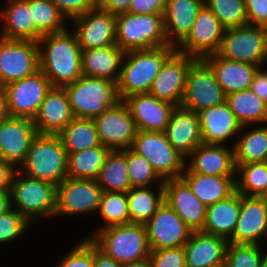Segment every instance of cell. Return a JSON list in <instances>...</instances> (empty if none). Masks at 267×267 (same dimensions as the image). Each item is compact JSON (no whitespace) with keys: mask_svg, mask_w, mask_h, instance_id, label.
<instances>
[{"mask_svg":"<svg viewBox=\"0 0 267 267\" xmlns=\"http://www.w3.org/2000/svg\"><path fill=\"white\" fill-rule=\"evenodd\" d=\"M39 47V69L52 87L63 88L82 76V49L71 26L65 31L42 35Z\"/></svg>","mask_w":267,"mask_h":267,"instance_id":"6da1fadb","label":"cell"},{"mask_svg":"<svg viewBox=\"0 0 267 267\" xmlns=\"http://www.w3.org/2000/svg\"><path fill=\"white\" fill-rule=\"evenodd\" d=\"M175 51L176 47L165 45L125 52L117 82L120 100L134 94L148 93L162 65Z\"/></svg>","mask_w":267,"mask_h":267,"instance_id":"7a4b0ae2","label":"cell"},{"mask_svg":"<svg viewBox=\"0 0 267 267\" xmlns=\"http://www.w3.org/2000/svg\"><path fill=\"white\" fill-rule=\"evenodd\" d=\"M68 153L59 135L38 134L18 171L58 186L66 177Z\"/></svg>","mask_w":267,"mask_h":267,"instance_id":"3957f363","label":"cell"},{"mask_svg":"<svg viewBox=\"0 0 267 267\" xmlns=\"http://www.w3.org/2000/svg\"><path fill=\"white\" fill-rule=\"evenodd\" d=\"M86 236L107 256L118 263L135 262L150 255L147 229L142 223L115 225Z\"/></svg>","mask_w":267,"mask_h":267,"instance_id":"277c9868","label":"cell"},{"mask_svg":"<svg viewBox=\"0 0 267 267\" xmlns=\"http://www.w3.org/2000/svg\"><path fill=\"white\" fill-rule=\"evenodd\" d=\"M12 208L32 225L40 219L55 218L56 185L16 171L11 188ZM50 218V219H49ZM39 219V220H38Z\"/></svg>","mask_w":267,"mask_h":267,"instance_id":"5b68a950","label":"cell"},{"mask_svg":"<svg viewBox=\"0 0 267 267\" xmlns=\"http://www.w3.org/2000/svg\"><path fill=\"white\" fill-rule=\"evenodd\" d=\"M116 44L124 51L153 49L169 45L163 14L116 15Z\"/></svg>","mask_w":267,"mask_h":267,"instance_id":"8992f818","label":"cell"},{"mask_svg":"<svg viewBox=\"0 0 267 267\" xmlns=\"http://www.w3.org/2000/svg\"><path fill=\"white\" fill-rule=\"evenodd\" d=\"M75 117L95 118L115 105L120 98L117 84L104 78L81 76L63 87Z\"/></svg>","mask_w":267,"mask_h":267,"instance_id":"52a82bcc","label":"cell"},{"mask_svg":"<svg viewBox=\"0 0 267 267\" xmlns=\"http://www.w3.org/2000/svg\"><path fill=\"white\" fill-rule=\"evenodd\" d=\"M217 54L230 61L266 66L267 28L247 24L225 29Z\"/></svg>","mask_w":267,"mask_h":267,"instance_id":"ba28073f","label":"cell"},{"mask_svg":"<svg viewBox=\"0 0 267 267\" xmlns=\"http://www.w3.org/2000/svg\"><path fill=\"white\" fill-rule=\"evenodd\" d=\"M131 149L144 157L163 180L181 178L186 158L169 143L165 132L138 131Z\"/></svg>","mask_w":267,"mask_h":267,"instance_id":"9c48e42d","label":"cell"},{"mask_svg":"<svg viewBox=\"0 0 267 267\" xmlns=\"http://www.w3.org/2000/svg\"><path fill=\"white\" fill-rule=\"evenodd\" d=\"M103 192L95 179L66 177L56 186L55 217L97 214Z\"/></svg>","mask_w":267,"mask_h":267,"instance_id":"30bf717a","label":"cell"},{"mask_svg":"<svg viewBox=\"0 0 267 267\" xmlns=\"http://www.w3.org/2000/svg\"><path fill=\"white\" fill-rule=\"evenodd\" d=\"M225 101L226 95L214 71L203 59H197L188 71L185 94L180 106L198 113Z\"/></svg>","mask_w":267,"mask_h":267,"instance_id":"8fae6325","label":"cell"},{"mask_svg":"<svg viewBox=\"0 0 267 267\" xmlns=\"http://www.w3.org/2000/svg\"><path fill=\"white\" fill-rule=\"evenodd\" d=\"M10 116L34 119L46 94L52 89L50 80L39 69L4 87Z\"/></svg>","mask_w":267,"mask_h":267,"instance_id":"7c38bea8","label":"cell"},{"mask_svg":"<svg viewBox=\"0 0 267 267\" xmlns=\"http://www.w3.org/2000/svg\"><path fill=\"white\" fill-rule=\"evenodd\" d=\"M101 144L110 151L132 148L138 129L123 100L93 118Z\"/></svg>","mask_w":267,"mask_h":267,"instance_id":"4fadbf2b","label":"cell"},{"mask_svg":"<svg viewBox=\"0 0 267 267\" xmlns=\"http://www.w3.org/2000/svg\"><path fill=\"white\" fill-rule=\"evenodd\" d=\"M39 70L38 43L0 37V87Z\"/></svg>","mask_w":267,"mask_h":267,"instance_id":"5bb4252c","label":"cell"},{"mask_svg":"<svg viewBox=\"0 0 267 267\" xmlns=\"http://www.w3.org/2000/svg\"><path fill=\"white\" fill-rule=\"evenodd\" d=\"M225 27L204 4L187 37L176 47V51L197 59L219 51Z\"/></svg>","mask_w":267,"mask_h":267,"instance_id":"9a60e30c","label":"cell"},{"mask_svg":"<svg viewBox=\"0 0 267 267\" xmlns=\"http://www.w3.org/2000/svg\"><path fill=\"white\" fill-rule=\"evenodd\" d=\"M70 21L82 50L116 44V15L109 11L96 7Z\"/></svg>","mask_w":267,"mask_h":267,"instance_id":"2e32d148","label":"cell"},{"mask_svg":"<svg viewBox=\"0 0 267 267\" xmlns=\"http://www.w3.org/2000/svg\"><path fill=\"white\" fill-rule=\"evenodd\" d=\"M197 58L175 51L162 65L149 94L157 99L180 106L185 94L186 79Z\"/></svg>","mask_w":267,"mask_h":267,"instance_id":"e0dca14e","label":"cell"},{"mask_svg":"<svg viewBox=\"0 0 267 267\" xmlns=\"http://www.w3.org/2000/svg\"><path fill=\"white\" fill-rule=\"evenodd\" d=\"M145 226L150 250L182 247L193 231L165 201Z\"/></svg>","mask_w":267,"mask_h":267,"instance_id":"ac0fdd59","label":"cell"},{"mask_svg":"<svg viewBox=\"0 0 267 267\" xmlns=\"http://www.w3.org/2000/svg\"><path fill=\"white\" fill-rule=\"evenodd\" d=\"M263 242L267 243V200L241 195L238 221L228 243L262 245Z\"/></svg>","mask_w":267,"mask_h":267,"instance_id":"d6986e66","label":"cell"},{"mask_svg":"<svg viewBox=\"0 0 267 267\" xmlns=\"http://www.w3.org/2000/svg\"><path fill=\"white\" fill-rule=\"evenodd\" d=\"M38 135L32 119L9 116L0 122V159L17 169Z\"/></svg>","mask_w":267,"mask_h":267,"instance_id":"ffe728a7","label":"cell"},{"mask_svg":"<svg viewBox=\"0 0 267 267\" xmlns=\"http://www.w3.org/2000/svg\"><path fill=\"white\" fill-rule=\"evenodd\" d=\"M164 201L193 231L203 228L207 206L182 178L164 180Z\"/></svg>","mask_w":267,"mask_h":267,"instance_id":"44dd1931","label":"cell"},{"mask_svg":"<svg viewBox=\"0 0 267 267\" xmlns=\"http://www.w3.org/2000/svg\"><path fill=\"white\" fill-rule=\"evenodd\" d=\"M197 114L203 143L224 145L226 142L230 144L232 140L231 146H234L233 141H236L242 126L226 101Z\"/></svg>","mask_w":267,"mask_h":267,"instance_id":"7402d4cb","label":"cell"},{"mask_svg":"<svg viewBox=\"0 0 267 267\" xmlns=\"http://www.w3.org/2000/svg\"><path fill=\"white\" fill-rule=\"evenodd\" d=\"M123 101L128 106L138 131L165 132L171 112L176 107L149 93L134 94Z\"/></svg>","mask_w":267,"mask_h":267,"instance_id":"603a6c76","label":"cell"},{"mask_svg":"<svg viewBox=\"0 0 267 267\" xmlns=\"http://www.w3.org/2000/svg\"><path fill=\"white\" fill-rule=\"evenodd\" d=\"M186 166L195 173L236 176L234 150L230 145H199L187 158Z\"/></svg>","mask_w":267,"mask_h":267,"instance_id":"cb8c5ba5","label":"cell"},{"mask_svg":"<svg viewBox=\"0 0 267 267\" xmlns=\"http://www.w3.org/2000/svg\"><path fill=\"white\" fill-rule=\"evenodd\" d=\"M75 118L64 88L52 87L33 119L38 134L58 135Z\"/></svg>","mask_w":267,"mask_h":267,"instance_id":"d4e9b609","label":"cell"},{"mask_svg":"<svg viewBox=\"0 0 267 267\" xmlns=\"http://www.w3.org/2000/svg\"><path fill=\"white\" fill-rule=\"evenodd\" d=\"M165 134L169 143L185 158L203 143L198 114L182 106L172 110Z\"/></svg>","mask_w":267,"mask_h":267,"instance_id":"484cf974","label":"cell"},{"mask_svg":"<svg viewBox=\"0 0 267 267\" xmlns=\"http://www.w3.org/2000/svg\"><path fill=\"white\" fill-rule=\"evenodd\" d=\"M204 0H166L164 30L169 45L177 47L190 33Z\"/></svg>","mask_w":267,"mask_h":267,"instance_id":"4316f807","label":"cell"},{"mask_svg":"<svg viewBox=\"0 0 267 267\" xmlns=\"http://www.w3.org/2000/svg\"><path fill=\"white\" fill-rule=\"evenodd\" d=\"M0 8V37L8 40H29L37 42L41 34L31 19L29 0H6ZM2 26V27H1Z\"/></svg>","mask_w":267,"mask_h":267,"instance_id":"83f0119b","label":"cell"},{"mask_svg":"<svg viewBox=\"0 0 267 267\" xmlns=\"http://www.w3.org/2000/svg\"><path fill=\"white\" fill-rule=\"evenodd\" d=\"M228 240L202 231H192L184 244L186 267H210L225 261Z\"/></svg>","mask_w":267,"mask_h":267,"instance_id":"f1b7e54d","label":"cell"},{"mask_svg":"<svg viewBox=\"0 0 267 267\" xmlns=\"http://www.w3.org/2000/svg\"><path fill=\"white\" fill-rule=\"evenodd\" d=\"M203 60L214 71L216 79L226 96L249 89L254 74L259 68V66L251 63L224 59L217 53L205 56Z\"/></svg>","mask_w":267,"mask_h":267,"instance_id":"f546056e","label":"cell"},{"mask_svg":"<svg viewBox=\"0 0 267 267\" xmlns=\"http://www.w3.org/2000/svg\"><path fill=\"white\" fill-rule=\"evenodd\" d=\"M125 52L117 45L82 50V75L104 78L117 84Z\"/></svg>","mask_w":267,"mask_h":267,"instance_id":"4dcf8cb0","label":"cell"},{"mask_svg":"<svg viewBox=\"0 0 267 267\" xmlns=\"http://www.w3.org/2000/svg\"><path fill=\"white\" fill-rule=\"evenodd\" d=\"M181 178L207 207L227 199L236 191V176L204 175L192 172L185 166Z\"/></svg>","mask_w":267,"mask_h":267,"instance_id":"1f68e13d","label":"cell"},{"mask_svg":"<svg viewBox=\"0 0 267 267\" xmlns=\"http://www.w3.org/2000/svg\"><path fill=\"white\" fill-rule=\"evenodd\" d=\"M241 208V194L235 191L227 199L207 207L202 232L229 240L235 230Z\"/></svg>","mask_w":267,"mask_h":267,"instance_id":"d6a6232c","label":"cell"},{"mask_svg":"<svg viewBox=\"0 0 267 267\" xmlns=\"http://www.w3.org/2000/svg\"><path fill=\"white\" fill-rule=\"evenodd\" d=\"M233 150L235 164L267 161V124L242 127Z\"/></svg>","mask_w":267,"mask_h":267,"instance_id":"836d02e7","label":"cell"},{"mask_svg":"<svg viewBox=\"0 0 267 267\" xmlns=\"http://www.w3.org/2000/svg\"><path fill=\"white\" fill-rule=\"evenodd\" d=\"M226 102L242 127L267 124V104L250 88L228 94Z\"/></svg>","mask_w":267,"mask_h":267,"instance_id":"e575fe53","label":"cell"},{"mask_svg":"<svg viewBox=\"0 0 267 267\" xmlns=\"http://www.w3.org/2000/svg\"><path fill=\"white\" fill-rule=\"evenodd\" d=\"M130 188L126 192L130 223H147L164 202V187Z\"/></svg>","mask_w":267,"mask_h":267,"instance_id":"d590c367","label":"cell"},{"mask_svg":"<svg viewBox=\"0 0 267 267\" xmlns=\"http://www.w3.org/2000/svg\"><path fill=\"white\" fill-rule=\"evenodd\" d=\"M103 191L127 192L130 188L126 149L109 151L96 179Z\"/></svg>","mask_w":267,"mask_h":267,"instance_id":"8d00e7d4","label":"cell"},{"mask_svg":"<svg viewBox=\"0 0 267 267\" xmlns=\"http://www.w3.org/2000/svg\"><path fill=\"white\" fill-rule=\"evenodd\" d=\"M58 135L68 154L101 145L92 118L75 117Z\"/></svg>","mask_w":267,"mask_h":267,"instance_id":"74e56055","label":"cell"},{"mask_svg":"<svg viewBox=\"0 0 267 267\" xmlns=\"http://www.w3.org/2000/svg\"><path fill=\"white\" fill-rule=\"evenodd\" d=\"M109 149L102 144L68 154L67 177L97 179Z\"/></svg>","mask_w":267,"mask_h":267,"instance_id":"f35d334b","label":"cell"},{"mask_svg":"<svg viewBox=\"0 0 267 267\" xmlns=\"http://www.w3.org/2000/svg\"><path fill=\"white\" fill-rule=\"evenodd\" d=\"M236 191L245 196L267 195V161L236 164Z\"/></svg>","mask_w":267,"mask_h":267,"instance_id":"ab89813d","label":"cell"},{"mask_svg":"<svg viewBox=\"0 0 267 267\" xmlns=\"http://www.w3.org/2000/svg\"><path fill=\"white\" fill-rule=\"evenodd\" d=\"M29 8L35 29L41 35L59 33L69 27L67 19L50 0H29Z\"/></svg>","mask_w":267,"mask_h":267,"instance_id":"60d3db41","label":"cell"},{"mask_svg":"<svg viewBox=\"0 0 267 267\" xmlns=\"http://www.w3.org/2000/svg\"><path fill=\"white\" fill-rule=\"evenodd\" d=\"M99 217L104 222L100 228L130 223L126 192L104 191L98 209Z\"/></svg>","mask_w":267,"mask_h":267,"instance_id":"b9f144b4","label":"cell"},{"mask_svg":"<svg viewBox=\"0 0 267 267\" xmlns=\"http://www.w3.org/2000/svg\"><path fill=\"white\" fill-rule=\"evenodd\" d=\"M126 162L131 188L150 187L152 185L154 187L163 186L164 180L157 174L151 164L131 148L126 149Z\"/></svg>","mask_w":267,"mask_h":267,"instance_id":"7bdbcfd3","label":"cell"},{"mask_svg":"<svg viewBox=\"0 0 267 267\" xmlns=\"http://www.w3.org/2000/svg\"><path fill=\"white\" fill-rule=\"evenodd\" d=\"M204 4L226 29L247 25L244 0H204Z\"/></svg>","mask_w":267,"mask_h":267,"instance_id":"ee69618b","label":"cell"},{"mask_svg":"<svg viewBox=\"0 0 267 267\" xmlns=\"http://www.w3.org/2000/svg\"><path fill=\"white\" fill-rule=\"evenodd\" d=\"M264 246L228 243L225 262L228 267H260L262 258L267 253Z\"/></svg>","mask_w":267,"mask_h":267,"instance_id":"f6af8a7d","label":"cell"},{"mask_svg":"<svg viewBox=\"0 0 267 267\" xmlns=\"http://www.w3.org/2000/svg\"><path fill=\"white\" fill-rule=\"evenodd\" d=\"M32 224L16 209H11L0 216V246L13 243L28 233Z\"/></svg>","mask_w":267,"mask_h":267,"instance_id":"bcb514c9","label":"cell"},{"mask_svg":"<svg viewBox=\"0 0 267 267\" xmlns=\"http://www.w3.org/2000/svg\"><path fill=\"white\" fill-rule=\"evenodd\" d=\"M64 254L56 267H94V243L90 239L83 237L76 241L74 247Z\"/></svg>","mask_w":267,"mask_h":267,"instance_id":"7dc6e473","label":"cell"},{"mask_svg":"<svg viewBox=\"0 0 267 267\" xmlns=\"http://www.w3.org/2000/svg\"><path fill=\"white\" fill-rule=\"evenodd\" d=\"M151 267H186L184 247L151 250Z\"/></svg>","mask_w":267,"mask_h":267,"instance_id":"c3c4849f","label":"cell"},{"mask_svg":"<svg viewBox=\"0 0 267 267\" xmlns=\"http://www.w3.org/2000/svg\"><path fill=\"white\" fill-rule=\"evenodd\" d=\"M67 19L72 20L97 7L96 0H50Z\"/></svg>","mask_w":267,"mask_h":267,"instance_id":"681fc988","label":"cell"},{"mask_svg":"<svg viewBox=\"0 0 267 267\" xmlns=\"http://www.w3.org/2000/svg\"><path fill=\"white\" fill-rule=\"evenodd\" d=\"M247 24L267 28V0H244Z\"/></svg>","mask_w":267,"mask_h":267,"instance_id":"f907efd6","label":"cell"},{"mask_svg":"<svg viewBox=\"0 0 267 267\" xmlns=\"http://www.w3.org/2000/svg\"><path fill=\"white\" fill-rule=\"evenodd\" d=\"M166 0H131L128 13L164 14Z\"/></svg>","mask_w":267,"mask_h":267,"instance_id":"816d5d0a","label":"cell"},{"mask_svg":"<svg viewBox=\"0 0 267 267\" xmlns=\"http://www.w3.org/2000/svg\"><path fill=\"white\" fill-rule=\"evenodd\" d=\"M264 67L267 66L259 67L257 69L250 89L267 104V68Z\"/></svg>","mask_w":267,"mask_h":267,"instance_id":"f5cc1de1","label":"cell"},{"mask_svg":"<svg viewBox=\"0 0 267 267\" xmlns=\"http://www.w3.org/2000/svg\"><path fill=\"white\" fill-rule=\"evenodd\" d=\"M96 4L102 10L119 15L129 11L131 0H96Z\"/></svg>","mask_w":267,"mask_h":267,"instance_id":"db71d44e","label":"cell"},{"mask_svg":"<svg viewBox=\"0 0 267 267\" xmlns=\"http://www.w3.org/2000/svg\"><path fill=\"white\" fill-rule=\"evenodd\" d=\"M18 169L0 159V192L11 191L13 178Z\"/></svg>","mask_w":267,"mask_h":267,"instance_id":"11a10c76","label":"cell"},{"mask_svg":"<svg viewBox=\"0 0 267 267\" xmlns=\"http://www.w3.org/2000/svg\"><path fill=\"white\" fill-rule=\"evenodd\" d=\"M114 258L107 256L94 244V267H121Z\"/></svg>","mask_w":267,"mask_h":267,"instance_id":"9f6ffc18","label":"cell"},{"mask_svg":"<svg viewBox=\"0 0 267 267\" xmlns=\"http://www.w3.org/2000/svg\"><path fill=\"white\" fill-rule=\"evenodd\" d=\"M12 209L11 191L0 192V216Z\"/></svg>","mask_w":267,"mask_h":267,"instance_id":"6f0895ef","label":"cell"},{"mask_svg":"<svg viewBox=\"0 0 267 267\" xmlns=\"http://www.w3.org/2000/svg\"><path fill=\"white\" fill-rule=\"evenodd\" d=\"M10 116L5 89L0 87V122Z\"/></svg>","mask_w":267,"mask_h":267,"instance_id":"680465c9","label":"cell"},{"mask_svg":"<svg viewBox=\"0 0 267 267\" xmlns=\"http://www.w3.org/2000/svg\"><path fill=\"white\" fill-rule=\"evenodd\" d=\"M121 267H151V266L149 263V258H145L135 262L124 263L122 264Z\"/></svg>","mask_w":267,"mask_h":267,"instance_id":"91938a15","label":"cell"},{"mask_svg":"<svg viewBox=\"0 0 267 267\" xmlns=\"http://www.w3.org/2000/svg\"><path fill=\"white\" fill-rule=\"evenodd\" d=\"M260 267H267V253L263 256Z\"/></svg>","mask_w":267,"mask_h":267,"instance_id":"94428289","label":"cell"},{"mask_svg":"<svg viewBox=\"0 0 267 267\" xmlns=\"http://www.w3.org/2000/svg\"><path fill=\"white\" fill-rule=\"evenodd\" d=\"M210 267H228V266H227L226 262L224 261V262L212 265Z\"/></svg>","mask_w":267,"mask_h":267,"instance_id":"6125c7cd","label":"cell"}]
</instances>
